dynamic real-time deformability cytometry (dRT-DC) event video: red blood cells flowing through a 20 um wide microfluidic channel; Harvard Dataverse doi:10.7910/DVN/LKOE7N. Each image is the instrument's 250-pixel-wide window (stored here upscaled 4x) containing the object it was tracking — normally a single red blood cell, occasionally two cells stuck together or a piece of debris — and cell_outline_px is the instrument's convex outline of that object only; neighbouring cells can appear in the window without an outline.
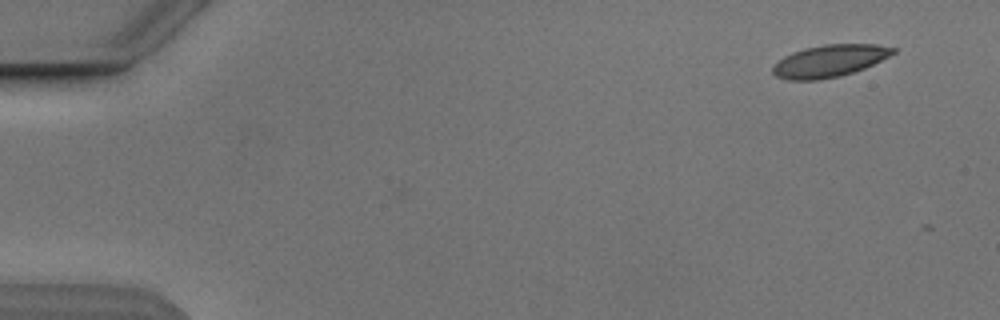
{"species": "Egyptian fruit bat (a non-hibernating species)", "species_latin": "Rousettus aegyptiacus", "temperature_condition": "cold", "stored_images_in_passage": 4, "camera_frame_rate_fps": 3000, "um_per_image_px": 0.085, "animal": {"sex": "male"}, "frame": {"image": 1, "passage_image": 1, "time_ms": 0.0, "image_size_px": [1000, 320], "cell_outline_px": [[896, 52], [864, 68], [840, 76], [820, 80], [788, 80], [776, 76], [772, 72], [772, 68], [784, 56], [792, 52], [804, 48], [824, 44], [876, 44], [896, 48]], "centroid_in_image_um": [70.49, 5.17], "position_along_channel_um": 14.5, "area_um2": 22.37}}